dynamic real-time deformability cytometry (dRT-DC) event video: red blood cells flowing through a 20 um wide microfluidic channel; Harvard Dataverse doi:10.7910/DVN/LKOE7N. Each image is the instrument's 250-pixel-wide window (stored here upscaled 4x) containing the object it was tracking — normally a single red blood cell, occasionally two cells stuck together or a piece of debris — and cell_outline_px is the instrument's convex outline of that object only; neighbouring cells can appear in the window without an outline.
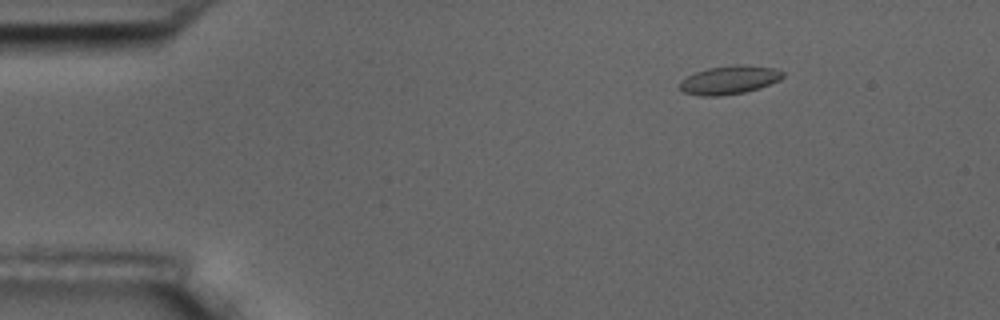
{"species": "common noctule bat (a hibernating species)", "species_latin": "Nyctalus noctula", "temperature_condition": "room temperature", "stored_images_in_passage": 9, "camera_frame_rate_fps": 3000, "um_per_image_px": 0.085, "animal": {"sex": "male", "body_mass_g": 17.5, "forearm_length_mm": 52.3}, "frame": {"image": 1, "passage_image": 3, "time_ms": 2.333, "image_size_px": [1000, 320], "cell_outline_px": [[784, 76], [780, 80], [760, 88], [744, 92], [720, 96], [700, 96], [684, 92], [680, 88], [680, 80], [696, 72], [708, 68], [732, 64], [744, 64], [776, 68], [784, 72]], "centroid_in_image_um": [62.03, 6.78], "position_along_channel_um": 23.0, "area_um2": 17.28}}
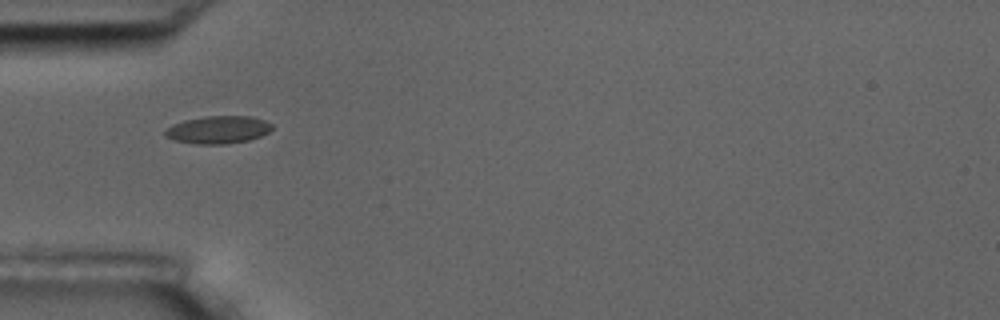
{"frame": {"image": 2, "passage_image": 6, "time_ms": 5.667, "image_size_px": [1000, 320], "cell_outline_px": [[272, 128], [268, 132], [260, 136], [248, 140], [224, 144], [196, 144], [176, 140], [164, 136], [164, 132], [172, 124], [184, 120], [204, 116], [252, 116], [264, 120], [272, 124]], "centroid_in_image_um": [18.53, 11.02], "position_along_channel_um": 66.5, "area_um2": 17.17}}
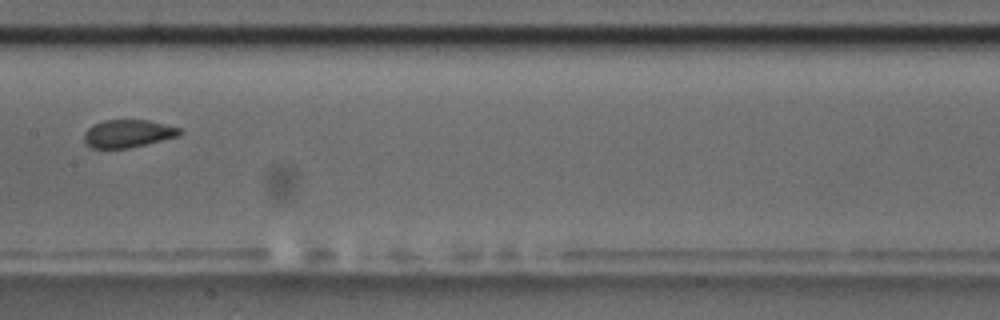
{"frame": {"image": 3, "passage_image": 9, "time_ms": 9.333, "image_size_px": [1000, 320], "cell_outline_px": [[184, 132], [180, 136], [128, 148], [92, 148], [84, 140], [84, 132], [92, 124], [104, 120], [148, 120], [180, 128]], "centroid_in_image_um": [10.89, 11.34], "position_along_channel_um": 196.5, "area_um2": 15.49}}